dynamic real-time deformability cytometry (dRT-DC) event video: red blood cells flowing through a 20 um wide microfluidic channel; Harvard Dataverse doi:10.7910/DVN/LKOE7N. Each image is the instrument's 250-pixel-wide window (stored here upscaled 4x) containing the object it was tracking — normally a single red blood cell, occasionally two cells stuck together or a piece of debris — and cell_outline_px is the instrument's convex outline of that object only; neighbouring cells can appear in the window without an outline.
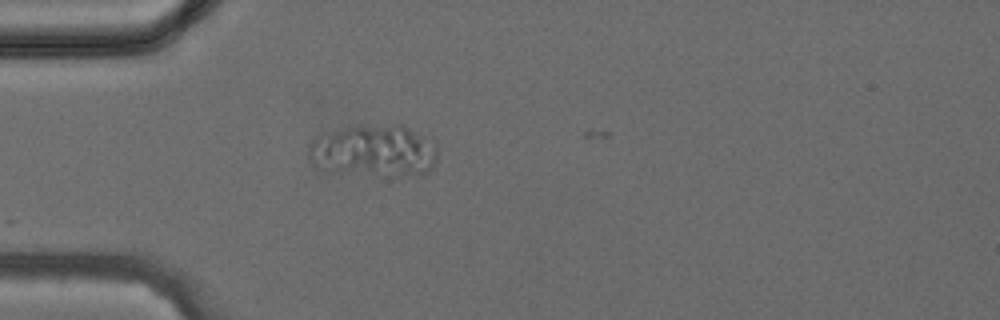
{"species": "common noctule bat (a hibernating species)", "species_latin": "Nyctalus noctula", "temperature_condition": "cold", "stored_images_in_passage": 2, "camera_frame_rate_fps": 3000, "um_per_image_px": 0.085, "animal": {"sex": "female", "body_mass_g": 24.6, "forearm_length_mm": 56.2}, "frame": {"image": 1, "passage_image": 1, "time_ms": 0.0, "image_size_px": [1000, 320], "cell_outline_px": [[436, 164], [432, 168], [420, 176], [396, 176], [340, 172], [312, 160], [308, 156], [308, 148], [312, 140], [316, 136], [348, 124], [404, 124], [436, 140]], "centroid_in_image_um": [31.89, 12.75], "position_along_channel_um": 53.1, "area_um2": 39.88}}